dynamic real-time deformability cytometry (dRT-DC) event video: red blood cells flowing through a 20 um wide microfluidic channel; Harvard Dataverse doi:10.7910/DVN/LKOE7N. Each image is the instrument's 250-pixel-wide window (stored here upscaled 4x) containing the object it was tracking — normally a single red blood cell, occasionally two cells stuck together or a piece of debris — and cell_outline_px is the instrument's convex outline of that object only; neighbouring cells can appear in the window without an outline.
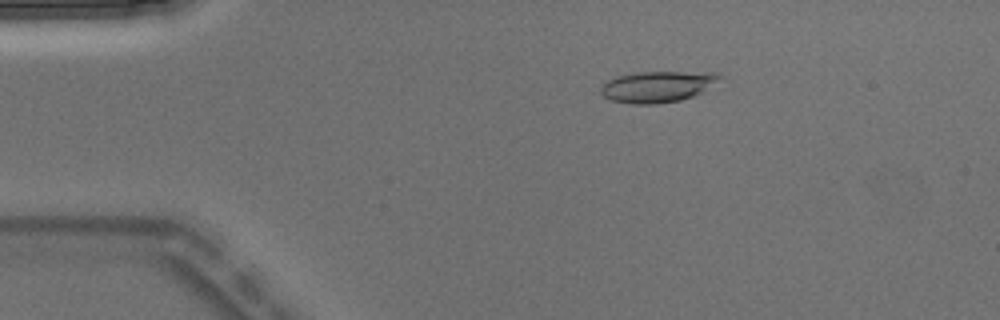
{"species": "Egyptian fruit bat (a non-hibernating species)", "species_latin": "Rousettus aegyptiacus", "temperature_condition": "warm", "stored_images_in_passage": 6, "camera_frame_rate_fps": 3000, "um_per_image_px": 0.085, "animal": {"sex": "male"}, "frame": {"image": 1, "passage_image": 6, "time_ms": 1.667, "image_size_px": [1000, 320], "cell_outline_px": [[724, 76], [700, 92], [692, 96], [680, 100], [656, 104], [628, 104], [612, 100], [604, 96], [600, 92], [600, 88], [608, 80], [616, 76], [636, 72], [716, 72]], "centroid_in_image_um": [55.85, 7.36], "position_along_channel_um": 29.1, "area_um2": 21.44}}